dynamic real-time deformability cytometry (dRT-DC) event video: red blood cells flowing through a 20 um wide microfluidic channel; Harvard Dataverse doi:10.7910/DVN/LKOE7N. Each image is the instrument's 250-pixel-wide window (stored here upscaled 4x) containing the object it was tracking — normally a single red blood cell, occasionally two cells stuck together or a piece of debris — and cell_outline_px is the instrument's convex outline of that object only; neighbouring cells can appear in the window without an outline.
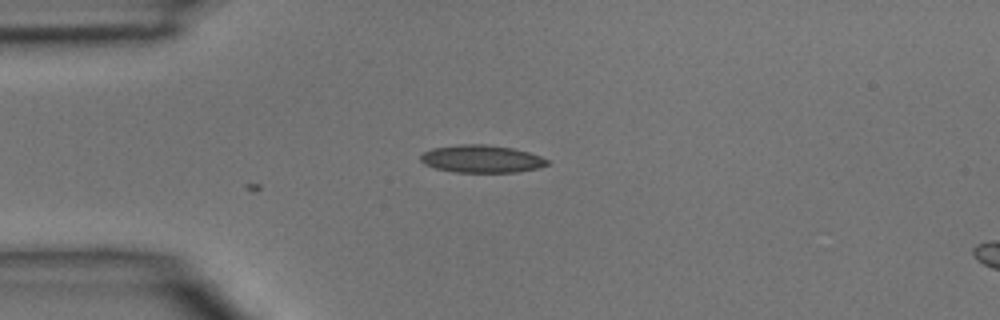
{"species": "common noctule bat (a hibernating species)", "species_latin": "Nyctalus noctula", "temperature_condition": "room temperature", "stored_images_in_passage": 6, "camera_frame_rate_fps": 3000, "um_per_image_px": 0.085, "animal": {"sex": "male", "body_mass_g": 15.6}, "frame": {"image": 1, "passage_image": 1, "time_ms": 0.0, "image_size_px": [1000, 320], "cell_outline_px": [[548, 164], [540, 168], [516, 172], [456, 172], [436, 168], [424, 164], [420, 160], [420, 156], [424, 152], [432, 148], [460, 144], [484, 144], [512, 148], [528, 152], [540, 156], [548, 160]], "centroid_in_image_um": [40.93, 13.5], "position_along_channel_um": 44.1, "area_um2": 20.29}}